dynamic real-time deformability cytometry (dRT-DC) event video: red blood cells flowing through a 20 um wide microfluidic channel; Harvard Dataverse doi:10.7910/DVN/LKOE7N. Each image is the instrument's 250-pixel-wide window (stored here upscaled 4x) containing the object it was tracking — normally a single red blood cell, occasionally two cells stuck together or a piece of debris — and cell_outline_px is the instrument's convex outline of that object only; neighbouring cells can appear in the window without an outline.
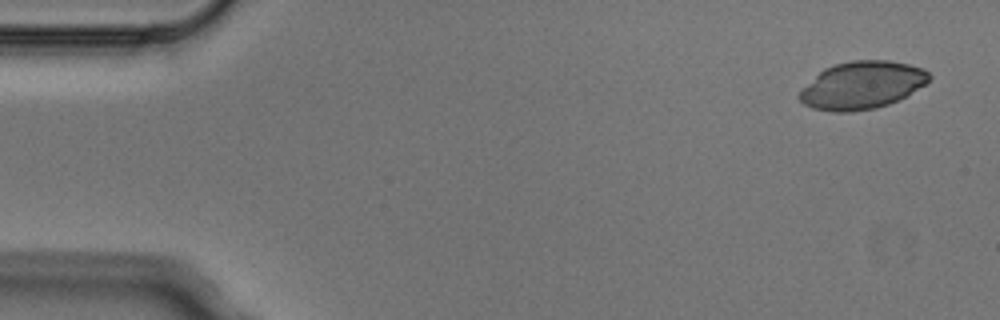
{"species": "Egyptian fruit bat (a non-hibernating species)", "species_latin": "Rousettus aegyptiacus", "temperature_condition": "cold", "stored_images_in_passage": 5, "camera_frame_rate_fps": 3000, "um_per_image_px": 0.085, "animal": {"sex": "male"}, "frame": {"image": 1, "passage_image": 1, "time_ms": 0.0, "image_size_px": [1000, 320], "cell_outline_px": [[932, 76], [924, 84], [904, 96], [888, 104], [876, 108], [852, 112], [832, 112], [812, 108], [804, 104], [796, 96], [824, 68], [836, 64], [852, 60], [888, 60], [908, 64], [924, 68]], "centroid_in_image_um": [73.26, 7.24], "position_along_channel_um": 11.7, "area_um2": 35.6}}